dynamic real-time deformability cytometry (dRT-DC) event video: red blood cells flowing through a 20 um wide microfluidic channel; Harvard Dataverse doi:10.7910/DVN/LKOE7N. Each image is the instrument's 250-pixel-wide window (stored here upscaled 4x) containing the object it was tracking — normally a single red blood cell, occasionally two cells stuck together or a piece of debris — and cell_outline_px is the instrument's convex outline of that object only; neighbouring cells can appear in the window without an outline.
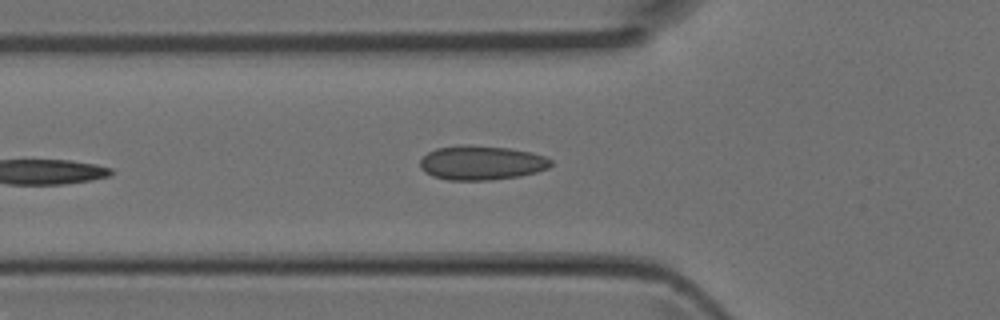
{"species": "Egyptian fruit bat (a non-hibernating species)", "species_latin": "Rousettus aegyptiacus", "temperature_condition": "room temperature", "stored_images_in_passage": 5, "camera_frame_rate_fps": 3000, "um_per_image_px": 0.085, "animal": {"sex": "female"}, "frame": {"image": 1, "passage_image": 5, "time_ms": 1.333, "image_size_px": [1000, 320], "cell_outline_px": [[552, 164], [548, 168], [536, 172], [520, 176], [488, 180], [448, 180], [432, 176], [424, 172], [420, 168], [420, 160], [428, 152], [436, 148], [508, 148], [532, 152], [544, 156], [552, 160]], "centroid_in_image_um": [40.95, 13.89], "position_along_channel_um": 84.8, "area_um2": 25.2}}